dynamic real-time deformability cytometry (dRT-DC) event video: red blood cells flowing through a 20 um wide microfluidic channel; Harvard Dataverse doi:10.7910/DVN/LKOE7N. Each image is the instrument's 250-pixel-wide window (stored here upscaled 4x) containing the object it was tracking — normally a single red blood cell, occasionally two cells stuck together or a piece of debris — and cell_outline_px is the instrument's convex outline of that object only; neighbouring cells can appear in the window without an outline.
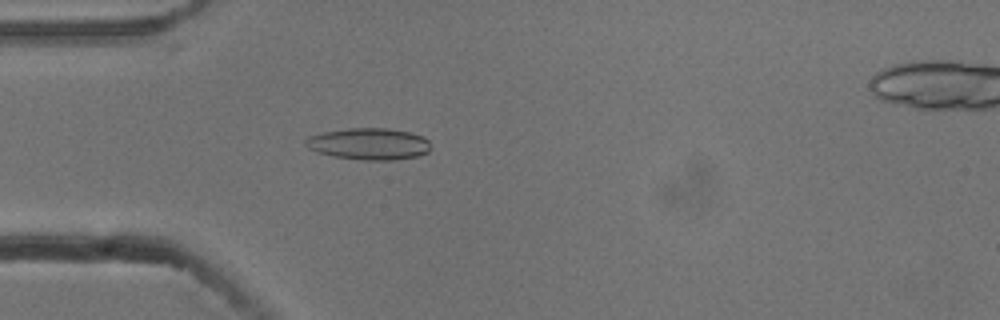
{"species": "common noctule bat (a hibernating species)", "species_latin": "Nyctalus noctula", "temperature_condition": "cold", "stored_images_in_passage": 54, "camera_frame_rate_fps": 3000, "um_per_image_px": 0.085, "animal": {"sex": "male", "body_mass_g": 13.3}, "frame": {"image": 1, "passage_image": 16, "time_ms": 5.0, "image_size_px": [1000, 320], "cell_outline_px": [[428, 152], [416, 156], [396, 160], [364, 160], [332, 156], [316, 152], [308, 148], [304, 144], [304, 140], [308, 136], [324, 132], [348, 128], [388, 128], [408, 132], [424, 136], [428, 140]], "centroid_in_image_um": [31.32, 12.23], "position_along_channel_um": 53.7, "area_um2": 23.12}}
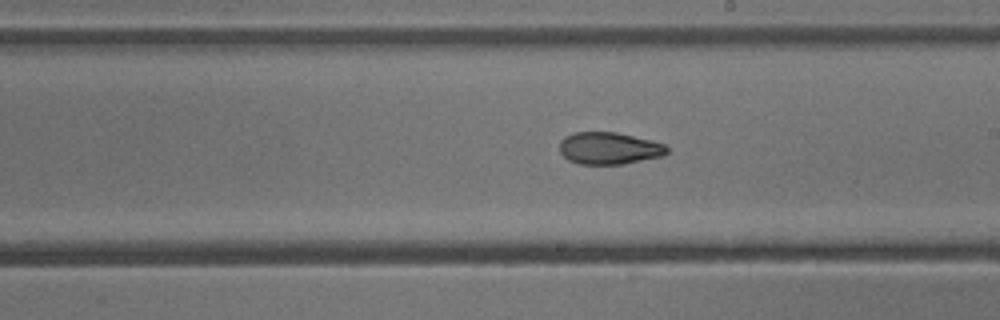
{"frame": {"image": 2, "passage_image": 31, "time_ms": 10.0, "image_size_px": [1000, 320], "cell_outline_px": [[668, 152], [664, 156], [624, 164], [580, 164], [568, 160], [560, 152], [560, 140], [564, 136], [576, 132], [616, 132], [652, 140], [664, 144], [668, 148]], "centroid_in_image_um": [51.79, 12.6], "position_along_channel_um": 237.2, "area_um2": 20.23}}
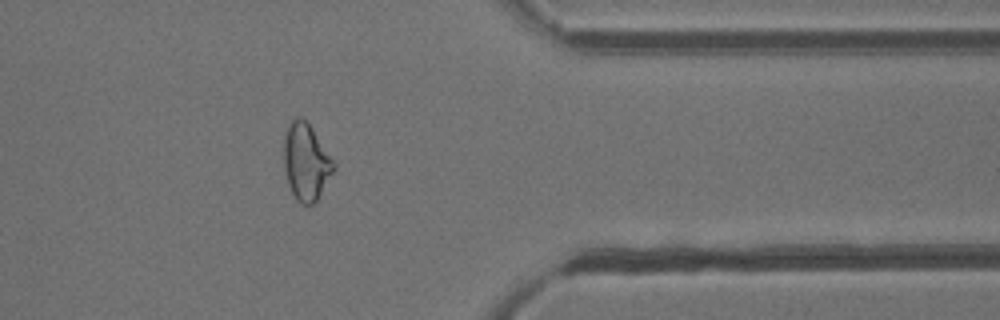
{"frame": {"image": 3, "passage_image": 44, "time_ms": 14.333, "image_size_px": [1000, 320], "cell_outline_px": [[336, 168], [316, 200], [312, 204], [300, 204], [296, 200], [288, 184], [284, 172], [284, 136], [288, 124], [296, 116], [300, 116], [312, 128], [336, 164]], "centroid_in_image_um": [26.0, 13.76], "position_along_channel_um": 385.4, "area_um2": 22.25}, "authors_computed_cell_mechanics": {"area_um2": 21.8195, "velocity_mm_per_s": 3.7864, "shape_relaxation_time_tau1_ms": 6.2491, "shape_relaxation_time_tau2_ms": 4.4864, "deformation_change_tau1": 0.159, "deformation_change_tau2": 0.1081}}